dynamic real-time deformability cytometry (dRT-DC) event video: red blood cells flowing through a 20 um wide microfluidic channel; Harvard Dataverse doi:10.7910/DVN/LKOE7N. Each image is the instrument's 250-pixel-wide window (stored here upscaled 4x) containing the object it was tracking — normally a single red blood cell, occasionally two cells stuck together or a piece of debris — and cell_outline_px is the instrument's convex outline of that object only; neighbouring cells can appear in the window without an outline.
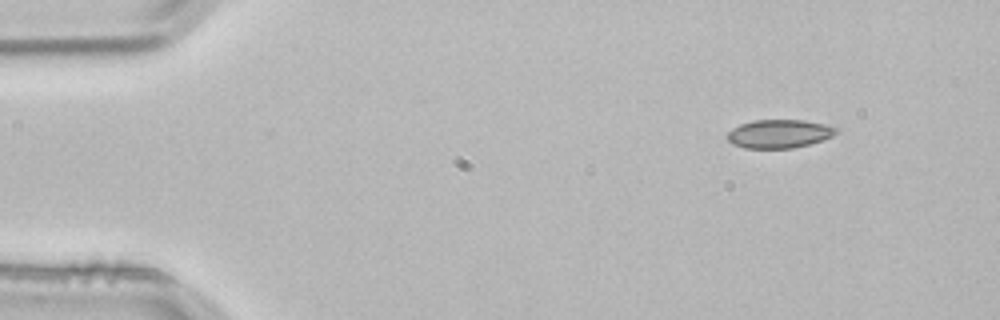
{"species": "common noctule bat (a hibernating species)", "species_latin": "Nyctalus noctula", "temperature_condition": "room temperature", "stored_images_in_passage": 3, "camera_frame_rate_fps": 3000, "um_per_image_px": 0.085, "animal": {"sex": "male", "body_mass_g": 21.5, "forearm_length_mm": 52.0}, "frame": {"image": 1, "passage_image": 1, "time_ms": 0.0, "image_size_px": [1000, 320], "cell_outline_px": [[840, 128], [832, 136], [824, 140], [792, 148], [744, 148], [732, 144], [724, 136], [732, 128], [740, 124], [752, 120], [804, 120], [824, 124]], "centroid_in_image_um": [66.2, 11.37], "position_along_channel_um": 18.8, "area_um2": 18.21}}
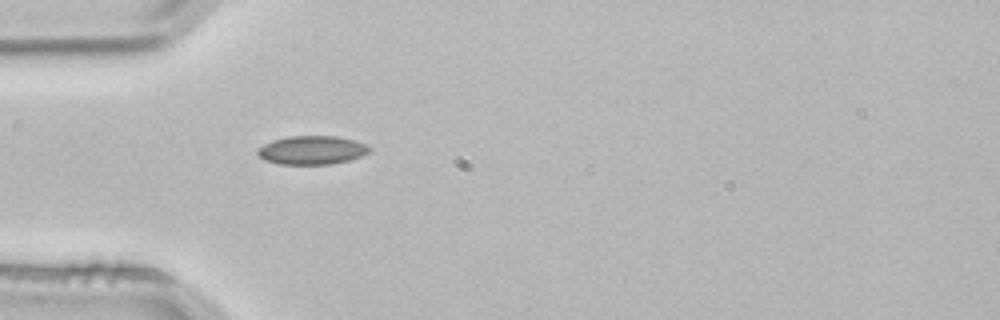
{"frame": {"image": 2, "passage_image": 3, "time_ms": 0.667, "image_size_px": [1000, 320], "cell_outline_px": [[372, 148], [368, 152], [360, 156], [348, 160], [332, 164], [280, 164], [264, 160], [256, 152], [256, 148], [272, 140], [288, 136], [336, 136], [352, 140], [364, 144]], "centroid_in_image_um": [26.46, 12.76], "position_along_channel_um": 58.5, "area_um2": 18.55}}